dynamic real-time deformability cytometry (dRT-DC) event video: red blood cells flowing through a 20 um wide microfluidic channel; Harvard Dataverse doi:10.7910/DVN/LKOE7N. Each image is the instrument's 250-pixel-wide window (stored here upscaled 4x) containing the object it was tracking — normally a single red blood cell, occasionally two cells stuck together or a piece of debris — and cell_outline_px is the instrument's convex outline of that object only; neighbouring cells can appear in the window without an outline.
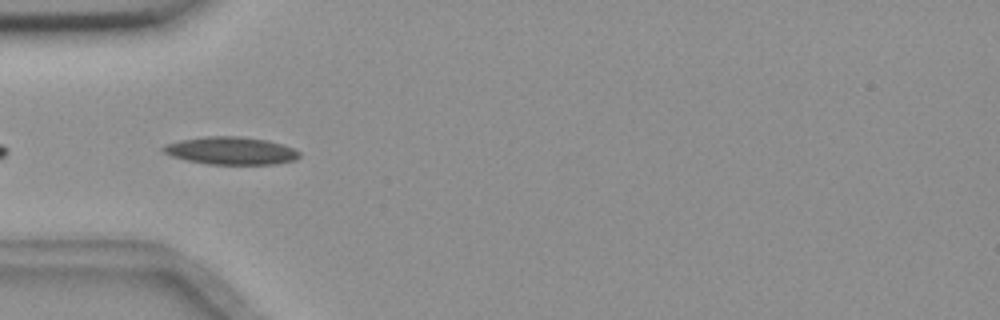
{"species": "common noctule bat (a hibernating species)", "species_latin": "Nyctalus noctula", "temperature_condition": "room temperature", "stored_images_in_passage": 16, "camera_frame_rate_fps": 3000, "um_per_image_px": 0.085, "animal": {"sex": "female", "body_mass_g": 18.4}, "frame": {"image": 1, "passage_image": 3, "time_ms": 0.667, "image_size_px": [1000, 320], "cell_outline_px": [[300, 156], [296, 160], [276, 164], [208, 164], [188, 160], [172, 156], [164, 152], [160, 148], [168, 144], [180, 140], [204, 136], [240, 136], [268, 140], [292, 148], [300, 152]], "centroid_in_image_um": [19.65, 12.81], "position_along_channel_um": 65.4, "area_um2": 21.85}}
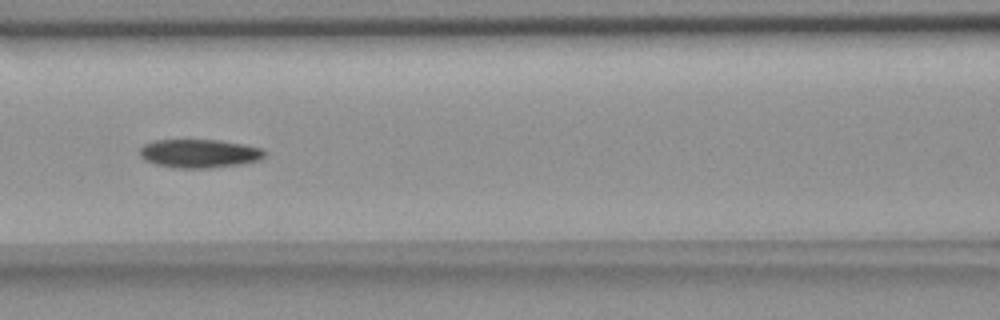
{"frame": {"image": 2, "passage_image": 10, "time_ms": 3.0, "image_size_px": [1000, 320], "cell_outline_px": [[264, 156], [260, 160], [240, 164], [208, 168], [172, 168], [156, 164], [144, 160], [140, 156], [140, 148], [144, 144], [152, 140], [220, 140], [244, 144], [260, 148], [264, 152]], "centroid_in_image_um": [16.9, 13.04], "position_along_channel_um": 149.7, "area_um2": 20.81}}